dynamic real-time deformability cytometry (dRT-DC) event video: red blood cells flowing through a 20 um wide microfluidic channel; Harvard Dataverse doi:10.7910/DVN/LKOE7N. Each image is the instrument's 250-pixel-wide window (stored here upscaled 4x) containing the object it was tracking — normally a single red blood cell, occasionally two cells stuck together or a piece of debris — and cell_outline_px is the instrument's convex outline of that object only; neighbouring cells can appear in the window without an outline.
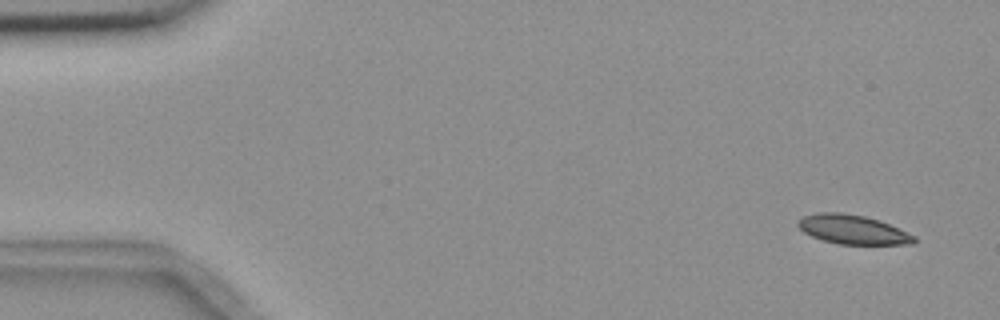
{"species": "common noctule bat (a hibernating species)", "species_latin": "Nyctalus noctula", "temperature_condition": "room temperature", "stored_images_in_passage": 8, "camera_frame_rate_fps": 3000, "um_per_image_px": 0.085, "animal": {"sex": "female", "body_mass_g": 18.4}, "frame": {"image": 1, "passage_image": 1, "time_ms": 0.0, "image_size_px": [1000, 320], "cell_outline_px": [[916, 240], [912, 244], [840, 244], [824, 240], [812, 236], [804, 232], [796, 224], [804, 216], [820, 212], [840, 212], [864, 216], [880, 220], [916, 236]], "centroid_in_image_um": [72.5, 19.51], "position_along_channel_um": 12.5, "area_um2": 19.54}}
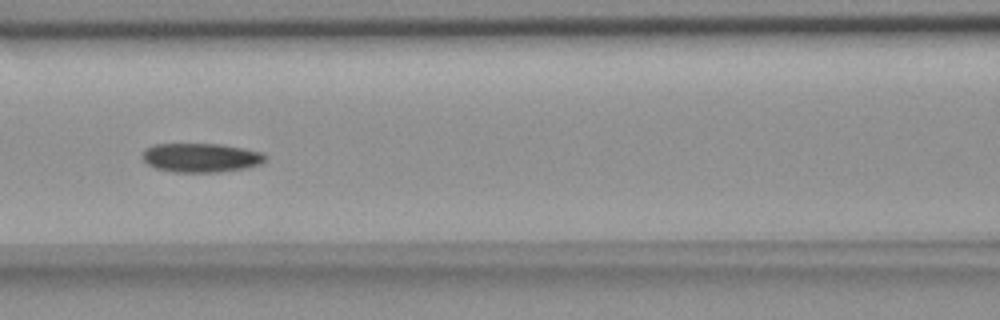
{"frame": {"image": 2, "passage_image": 6, "time_ms": 7.0, "image_size_px": [1000, 320], "cell_outline_px": [[268, 160], [260, 164], [248, 168], [220, 172], [172, 172], [156, 168], [148, 164], [140, 156], [152, 144], [220, 144], [244, 148], [264, 152], [268, 156]], "centroid_in_image_um": [17.15, 13.4], "position_along_channel_um": 149.5, "area_um2": 21.1}}
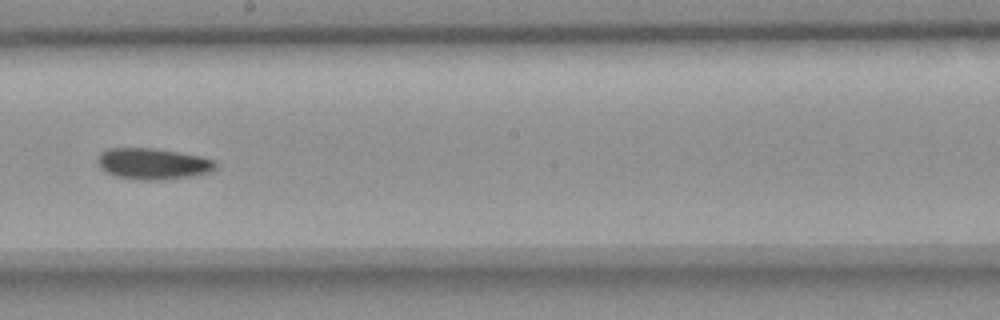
{"frame": {"image": 3, "passage_image": 8, "time_ms": 9.333, "image_size_px": [1000, 320], "cell_outline_px": [[216, 168], [212, 172], [188, 176], [160, 180], [136, 180], [116, 176], [104, 172], [96, 164], [96, 160], [100, 152], [108, 148], [152, 148], [200, 156], [216, 160]], "centroid_in_image_um": [12.95, 13.92], "position_along_channel_um": 235.3, "area_um2": 21.62}}